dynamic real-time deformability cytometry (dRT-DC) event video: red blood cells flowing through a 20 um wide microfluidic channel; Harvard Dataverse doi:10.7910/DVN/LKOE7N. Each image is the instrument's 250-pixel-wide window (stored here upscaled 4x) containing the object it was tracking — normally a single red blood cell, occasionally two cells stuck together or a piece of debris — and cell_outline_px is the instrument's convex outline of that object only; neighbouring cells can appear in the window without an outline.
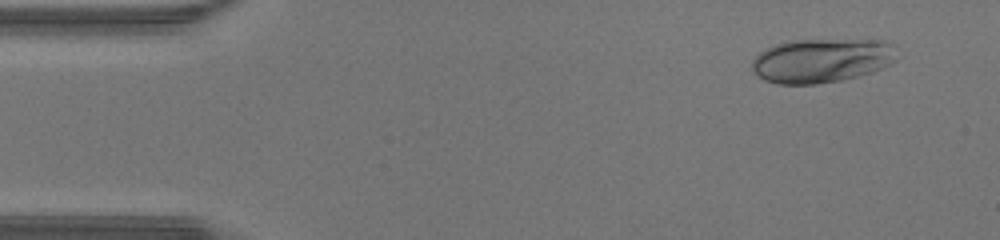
{"species": "human", "species_latin": "Homo sapiens", "temperature_condition": "warm", "stored_images_in_passage": 46, "camera_frame_rate_fps": 3000, "um_per_image_px": 0.085, "donor": {"sex": "male"}, "frame": {"image": 1, "passage_image": 4, "time_ms": 1.0, "image_size_px": [1000, 240], "cell_outline_px": [[900, 56], [896, 60], [872, 72], [840, 80], [816, 84], [776, 84], [764, 80], [752, 68], [752, 60], [760, 52], [776, 44], [792, 40], [884, 40], [892, 44]], "centroid_in_image_um": [69.87, 5.14], "position_along_channel_um": 15.1, "area_um2": 37.17}}
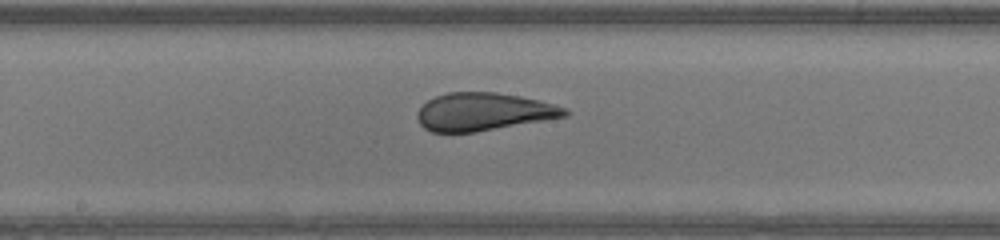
{"frame": {"image": 2, "passage_image": 24, "time_ms": 7.667, "image_size_px": [1000, 240], "cell_outline_px": [[572, 112], [568, 116], [476, 132], [432, 132], [424, 128], [420, 124], [416, 116], [416, 112], [428, 100], [436, 96], [448, 92], [496, 92], [520, 96], [540, 100], [564, 108]], "centroid_in_image_um": [41.09, 9.5], "position_along_channel_um": 207.1, "area_um2": 32.54}}
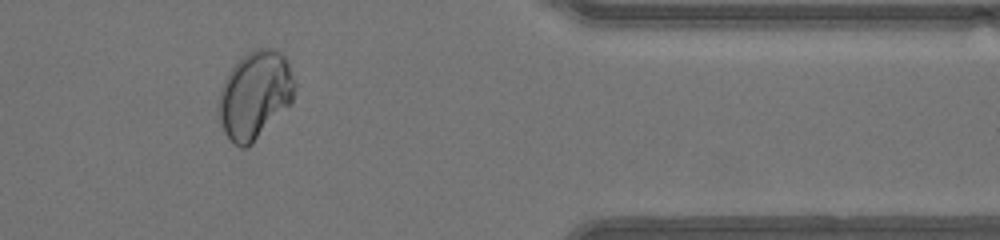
{"frame": {"image": 3, "passage_image": 38, "time_ms": 12.333, "image_size_px": [1000, 240], "cell_outline_px": [[296, 84], [292, 104], [252, 144], [244, 148], [240, 148], [224, 132], [216, 108], [220, 92], [224, 80], [228, 72], [248, 52], [256, 48], [276, 48], [288, 60]], "centroid_in_image_um": [21.7, 8.07], "position_along_channel_um": 389.7, "area_um2": 39.19}, "authors_computed_cell_mechanics": {"area_um2": 35.0557, "velocity_mm_per_s": 4.4498, "shape_relaxation_time_tau1_ms": 9.9925, "shape_relaxation_time_tau2_ms": null, "deformation_change_tau1": 0.2464, "deformation_change_tau2": null}}